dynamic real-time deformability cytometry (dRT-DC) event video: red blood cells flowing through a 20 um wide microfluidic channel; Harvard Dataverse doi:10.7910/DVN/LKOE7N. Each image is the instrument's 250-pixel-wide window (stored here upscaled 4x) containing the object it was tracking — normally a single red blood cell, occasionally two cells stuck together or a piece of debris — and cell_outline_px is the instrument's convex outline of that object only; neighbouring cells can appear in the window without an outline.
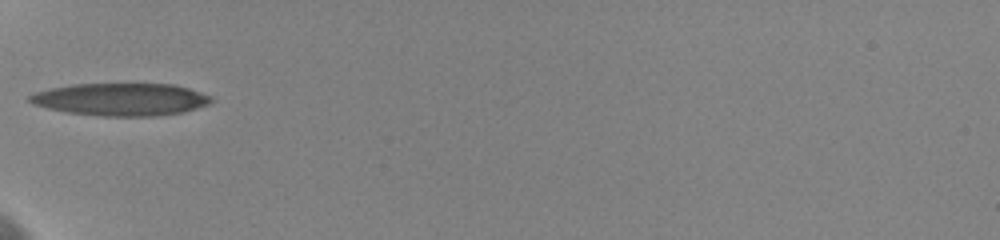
{"species": "human", "species_latin": "Homo sapiens", "temperature_condition": "cold", "stored_images_in_passage": 18, "camera_frame_rate_fps": 3000, "um_per_image_px": 0.085, "donor": {"sex": "female"}, "frame": {"image": 1, "passage_image": 1, "time_ms": 0.0, "image_size_px": [1000, 240], "cell_outline_px": [[216, 100], [208, 104], [184, 112], [156, 116], [100, 116], [68, 112], [48, 108], [32, 104], [28, 100], [28, 96], [36, 92], [52, 88], [72, 84], [172, 84], [188, 88], [212, 96]], "centroid_in_image_um": [10.3, 8.45], "position_along_channel_um": 74.7, "area_um2": 34.39}, "authors_computed_cell_mechanics": {"area_um2": 33.4951, "velocity_mm_per_s": 3.6086, "shape_relaxation_time_tau1_ms": 3.8849, "shape_relaxation_time_tau2_ms": 2.0792, "deformation_change_tau1": 0.1577, "deformation_change_tau2": 0.1098}}